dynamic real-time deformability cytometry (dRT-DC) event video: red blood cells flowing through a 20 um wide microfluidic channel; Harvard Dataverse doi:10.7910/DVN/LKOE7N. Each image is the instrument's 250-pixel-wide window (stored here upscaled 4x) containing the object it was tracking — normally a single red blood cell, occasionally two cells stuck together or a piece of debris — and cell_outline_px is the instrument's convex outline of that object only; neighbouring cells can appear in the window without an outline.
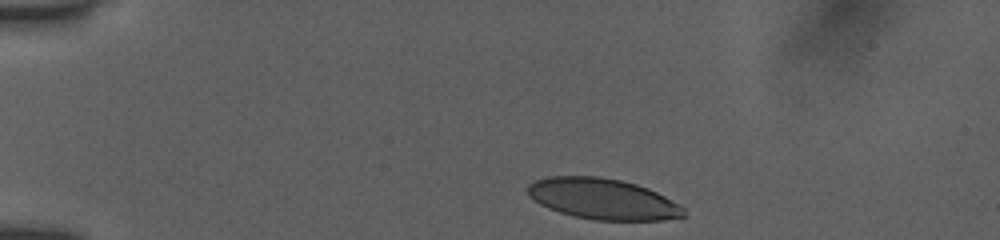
{"species": "human", "species_latin": "Homo sapiens", "temperature_condition": "room temperature", "stored_images_in_passage": 32, "camera_frame_rate_fps": 3000, "um_per_image_px": 0.085, "donor": {"sex": "female"}, "frame": {"image": 1, "passage_image": 1, "time_ms": 0.0, "image_size_px": [1000, 240], "cell_outline_px": [[688, 216], [664, 220], [596, 220], [572, 216], [548, 208], [540, 204], [528, 196], [528, 184], [536, 180], [548, 176], [600, 176], [620, 180], [636, 184], [648, 188], [664, 196], [684, 208]], "centroid_in_image_um": [51.24, 16.91], "position_along_channel_um": 33.8, "area_um2": 37.22}}
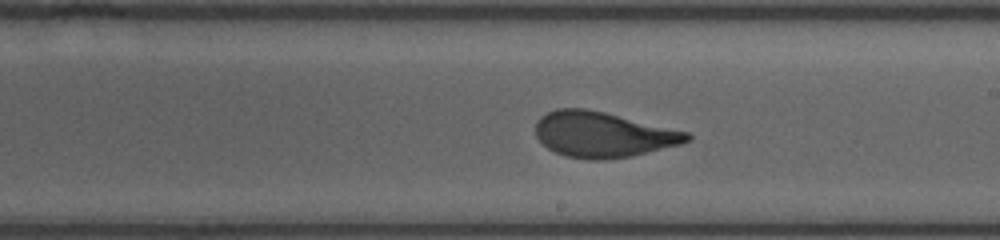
{"frame": {"image": 2, "passage_image": 17, "time_ms": 5.333, "image_size_px": [1000, 240], "cell_outline_px": [[692, 140], [680, 144], [632, 156], [604, 160], [592, 160], [564, 156], [548, 148], [536, 136], [536, 120], [540, 116], [556, 108], [584, 108], [604, 112], [688, 132], [692, 136]], "centroid_in_image_um": [51.24, 11.44], "position_along_channel_um": 237.8, "area_um2": 40.0}}
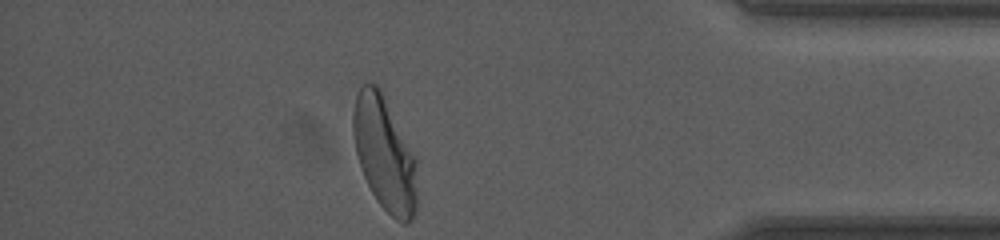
{"frame": {"image": 3, "passage_image": 32, "time_ms": 10.333, "image_size_px": [1000, 240], "cell_outline_px": [[416, 212], [412, 220], [404, 224], [396, 220], [376, 200], [364, 176], [356, 152], [352, 136], [352, 116], [356, 96], [360, 88], [364, 84], [376, 84], [380, 88], [416, 156]], "centroid_in_image_um": [32.69, 13.07], "position_along_channel_um": 402.5, "area_um2": 42.48}, "authors_computed_cell_mechanics": {"area_um2": 40.1132, "velocity_mm_per_s": 3.9206, "shape_relaxation_time_tau1_ms": 3.1295, "shape_relaxation_time_tau2_ms": null, "deformation_change_tau1": 0.1689, "deformation_change_tau2": null}}